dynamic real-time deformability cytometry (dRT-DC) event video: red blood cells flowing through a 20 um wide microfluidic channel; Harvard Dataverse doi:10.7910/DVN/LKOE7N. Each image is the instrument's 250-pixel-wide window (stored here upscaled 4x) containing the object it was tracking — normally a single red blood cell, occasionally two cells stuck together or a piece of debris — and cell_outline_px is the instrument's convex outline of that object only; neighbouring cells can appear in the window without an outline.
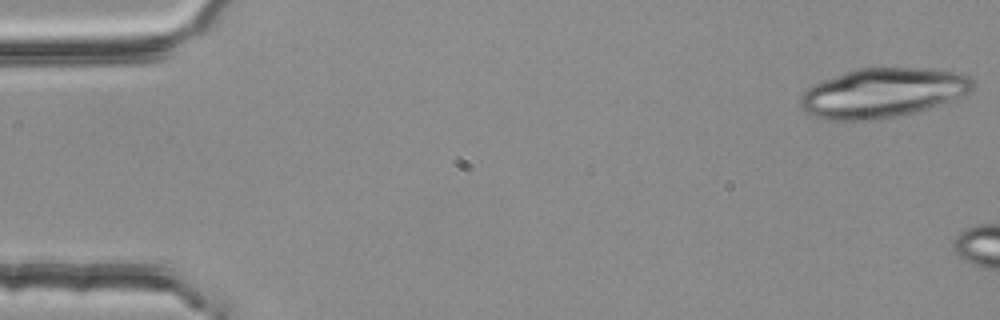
{"species": "common noctule bat (a hibernating species)", "species_latin": "Nyctalus noctula", "temperature_condition": "room temperature", "stored_images_in_passage": 6, "camera_frame_rate_fps": 3000, "um_per_image_px": 0.085, "animal": {"sex": "female", "body_mass_g": 25.1}, "frame": {"image": 1, "passage_image": 1, "time_ms": 0.0, "image_size_px": [1000, 320], "cell_outline_px": [[976, 88], [972, 92], [952, 100], [928, 108], [896, 116], [868, 120], [828, 120], [804, 112], [800, 108], [800, 96], [812, 84], [856, 68], [932, 68], [960, 72], [968, 76], [976, 84]], "centroid_in_image_um": [75.06, 7.88], "position_along_channel_um": 9.9, "area_um2": 49.88}}